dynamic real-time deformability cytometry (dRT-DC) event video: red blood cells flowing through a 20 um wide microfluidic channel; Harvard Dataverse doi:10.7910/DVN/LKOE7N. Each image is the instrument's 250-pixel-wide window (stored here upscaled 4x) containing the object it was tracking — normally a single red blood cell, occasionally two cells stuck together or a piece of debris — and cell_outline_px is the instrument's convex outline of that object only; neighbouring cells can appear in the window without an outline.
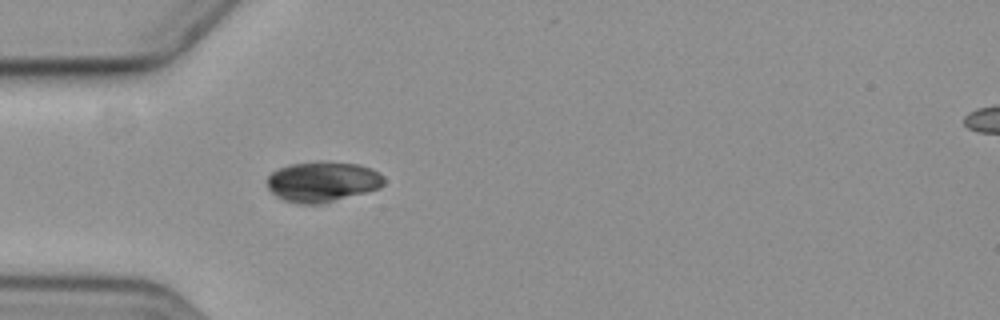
{"species": "common noctule bat (a hibernating species)", "species_latin": "Nyctalus noctula", "temperature_condition": "cold", "stored_images_in_passage": 1, "camera_frame_rate_fps": 3000, "um_per_image_px": 0.085, "animal": {"sex": "female", "body_mass_g": 19.3, "forearm_length_mm": 54.1}, "frame": {"image": 1, "passage_image": 1, "time_ms": 0.0, "image_size_px": [1000, 320], "cell_outline_px": [[384, 184], [380, 188], [320, 204], [296, 204], [284, 200], [276, 196], [268, 188], [268, 176], [272, 172], [288, 164], [320, 160], [360, 164], [372, 168], [380, 172], [384, 176]], "centroid_in_image_um": [27.43, 15.42], "position_along_channel_um": 57.6, "area_um2": 27.8}}